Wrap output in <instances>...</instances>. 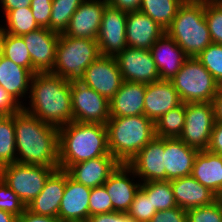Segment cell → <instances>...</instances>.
<instances>
[{
    "instance_id": "19",
    "label": "cell",
    "mask_w": 222,
    "mask_h": 222,
    "mask_svg": "<svg viewBox=\"0 0 222 222\" xmlns=\"http://www.w3.org/2000/svg\"><path fill=\"white\" fill-rule=\"evenodd\" d=\"M166 30L145 13L128 12L126 19V43L128 47L150 50Z\"/></svg>"
},
{
    "instance_id": "50",
    "label": "cell",
    "mask_w": 222,
    "mask_h": 222,
    "mask_svg": "<svg viewBox=\"0 0 222 222\" xmlns=\"http://www.w3.org/2000/svg\"><path fill=\"white\" fill-rule=\"evenodd\" d=\"M215 122H222V93L217 92L212 100Z\"/></svg>"
},
{
    "instance_id": "2",
    "label": "cell",
    "mask_w": 222,
    "mask_h": 222,
    "mask_svg": "<svg viewBox=\"0 0 222 222\" xmlns=\"http://www.w3.org/2000/svg\"><path fill=\"white\" fill-rule=\"evenodd\" d=\"M23 110L57 128L73 122L71 83L51 72L35 73Z\"/></svg>"
},
{
    "instance_id": "24",
    "label": "cell",
    "mask_w": 222,
    "mask_h": 222,
    "mask_svg": "<svg viewBox=\"0 0 222 222\" xmlns=\"http://www.w3.org/2000/svg\"><path fill=\"white\" fill-rule=\"evenodd\" d=\"M160 80H171L188 58L186 53L166 33L150 49Z\"/></svg>"
},
{
    "instance_id": "36",
    "label": "cell",
    "mask_w": 222,
    "mask_h": 222,
    "mask_svg": "<svg viewBox=\"0 0 222 222\" xmlns=\"http://www.w3.org/2000/svg\"><path fill=\"white\" fill-rule=\"evenodd\" d=\"M204 13L212 43L222 45V2L204 0Z\"/></svg>"
},
{
    "instance_id": "45",
    "label": "cell",
    "mask_w": 222,
    "mask_h": 222,
    "mask_svg": "<svg viewBox=\"0 0 222 222\" xmlns=\"http://www.w3.org/2000/svg\"><path fill=\"white\" fill-rule=\"evenodd\" d=\"M87 222H134L127 213L111 212L95 214L89 217Z\"/></svg>"
},
{
    "instance_id": "21",
    "label": "cell",
    "mask_w": 222,
    "mask_h": 222,
    "mask_svg": "<svg viewBox=\"0 0 222 222\" xmlns=\"http://www.w3.org/2000/svg\"><path fill=\"white\" fill-rule=\"evenodd\" d=\"M65 187L66 170L56 169L46 180L42 191L26 206V209L36 215L58 218Z\"/></svg>"
},
{
    "instance_id": "33",
    "label": "cell",
    "mask_w": 222,
    "mask_h": 222,
    "mask_svg": "<svg viewBox=\"0 0 222 222\" xmlns=\"http://www.w3.org/2000/svg\"><path fill=\"white\" fill-rule=\"evenodd\" d=\"M5 17L7 24L6 27L3 26V29L7 34L21 36L40 28L30 7L10 10L5 14Z\"/></svg>"
},
{
    "instance_id": "23",
    "label": "cell",
    "mask_w": 222,
    "mask_h": 222,
    "mask_svg": "<svg viewBox=\"0 0 222 222\" xmlns=\"http://www.w3.org/2000/svg\"><path fill=\"white\" fill-rule=\"evenodd\" d=\"M119 164L112 155H105L73 164L67 172L76 182L95 188L103 185Z\"/></svg>"
},
{
    "instance_id": "42",
    "label": "cell",
    "mask_w": 222,
    "mask_h": 222,
    "mask_svg": "<svg viewBox=\"0 0 222 222\" xmlns=\"http://www.w3.org/2000/svg\"><path fill=\"white\" fill-rule=\"evenodd\" d=\"M30 8L39 27L48 28L50 30L52 0H32Z\"/></svg>"
},
{
    "instance_id": "25",
    "label": "cell",
    "mask_w": 222,
    "mask_h": 222,
    "mask_svg": "<svg viewBox=\"0 0 222 222\" xmlns=\"http://www.w3.org/2000/svg\"><path fill=\"white\" fill-rule=\"evenodd\" d=\"M146 84L123 81L109 101L110 118L144 115Z\"/></svg>"
},
{
    "instance_id": "7",
    "label": "cell",
    "mask_w": 222,
    "mask_h": 222,
    "mask_svg": "<svg viewBox=\"0 0 222 222\" xmlns=\"http://www.w3.org/2000/svg\"><path fill=\"white\" fill-rule=\"evenodd\" d=\"M170 81L183 103L212 102L218 92V83L196 57H188Z\"/></svg>"
},
{
    "instance_id": "15",
    "label": "cell",
    "mask_w": 222,
    "mask_h": 222,
    "mask_svg": "<svg viewBox=\"0 0 222 222\" xmlns=\"http://www.w3.org/2000/svg\"><path fill=\"white\" fill-rule=\"evenodd\" d=\"M165 138L154 137L128 163L139 182L165 180ZM143 179V180H142Z\"/></svg>"
},
{
    "instance_id": "49",
    "label": "cell",
    "mask_w": 222,
    "mask_h": 222,
    "mask_svg": "<svg viewBox=\"0 0 222 222\" xmlns=\"http://www.w3.org/2000/svg\"><path fill=\"white\" fill-rule=\"evenodd\" d=\"M3 11H5L3 14H6L10 10H16L21 9L25 7H30V3L32 0H0Z\"/></svg>"
},
{
    "instance_id": "30",
    "label": "cell",
    "mask_w": 222,
    "mask_h": 222,
    "mask_svg": "<svg viewBox=\"0 0 222 222\" xmlns=\"http://www.w3.org/2000/svg\"><path fill=\"white\" fill-rule=\"evenodd\" d=\"M186 103L163 114L155 123V135L160 138H179L184 129Z\"/></svg>"
},
{
    "instance_id": "40",
    "label": "cell",
    "mask_w": 222,
    "mask_h": 222,
    "mask_svg": "<svg viewBox=\"0 0 222 222\" xmlns=\"http://www.w3.org/2000/svg\"><path fill=\"white\" fill-rule=\"evenodd\" d=\"M113 212V206L109 194L104 185L91 188L89 201V217L95 214Z\"/></svg>"
},
{
    "instance_id": "53",
    "label": "cell",
    "mask_w": 222,
    "mask_h": 222,
    "mask_svg": "<svg viewBox=\"0 0 222 222\" xmlns=\"http://www.w3.org/2000/svg\"><path fill=\"white\" fill-rule=\"evenodd\" d=\"M218 92L222 93V81L218 83Z\"/></svg>"
},
{
    "instance_id": "27",
    "label": "cell",
    "mask_w": 222,
    "mask_h": 222,
    "mask_svg": "<svg viewBox=\"0 0 222 222\" xmlns=\"http://www.w3.org/2000/svg\"><path fill=\"white\" fill-rule=\"evenodd\" d=\"M191 176L219 196L222 193V155L209 150L199 151Z\"/></svg>"
},
{
    "instance_id": "9",
    "label": "cell",
    "mask_w": 222,
    "mask_h": 222,
    "mask_svg": "<svg viewBox=\"0 0 222 222\" xmlns=\"http://www.w3.org/2000/svg\"><path fill=\"white\" fill-rule=\"evenodd\" d=\"M214 123L212 102L186 103L184 129L179 138L198 151L208 150Z\"/></svg>"
},
{
    "instance_id": "44",
    "label": "cell",
    "mask_w": 222,
    "mask_h": 222,
    "mask_svg": "<svg viewBox=\"0 0 222 222\" xmlns=\"http://www.w3.org/2000/svg\"><path fill=\"white\" fill-rule=\"evenodd\" d=\"M22 109L23 106L0 86V115H14Z\"/></svg>"
},
{
    "instance_id": "13",
    "label": "cell",
    "mask_w": 222,
    "mask_h": 222,
    "mask_svg": "<svg viewBox=\"0 0 222 222\" xmlns=\"http://www.w3.org/2000/svg\"><path fill=\"white\" fill-rule=\"evenodd\" d=\"M81 82L110 101L123 82L115 57L100 55L86 68Z\"/></svg>"
},
{
    "instance_id": "41",
    "label": "cell",
    "mask_w": 222,
    "mask_h": 222,
    "mask_svg": "<svg viewBox=\"0 0 222 222\" xmlns=\"http://www.w3.org/2000/svg\"><path fill=\"white\" fill-rule=\"evenodd\" d=\"M25 209L24 203L0 178V210H5L18 218Z\"/></svg>"
},
{
    "instance_id": "12",
    "label": "cell",
    "mask_w": 222,
    "mask_h": 222,
    "mask_svg": "<svg viewBox=\"0 0 222 222\" xmlns=\"http://www.w3.org/2000/svg\"><path fill=\"white\" fill-rule=\"evenodd\" d=\"M115 59L123 81L149 84L160 80L150 50L126 47Z\"/></svg>"
},
{
    "instance_id": "48",
    "label": "cell",
    "mask_w": 222,
    "mask_h": 222,
    "mask_svg": "<svg viewBox=\"0 0 222 222\" xmlns=\"http://www.w3.org/2000/svg\"><path fill=\"white\" fill-rule=\"evenodd\" d=\"M17 222H61L58 218L51 216L36 215L24 210L23 214L17 218Z\"/></svg>"
},
{
    "instance_id": "18",
    "label": "cell",
    "mask_w": 222,
    "mask_h": 222,
    "mask_svg": "<svg viewBox=\"0 0 222 222\" xmlns=\"http://www.w3.org/2000/svg\"><path fill=\"white\" fill-rule=\"evenodd\" d=\"M129 174L133 177L134 170L128 164L120 163L103 184L111 199L113 212L127 213L140 189L141 182L135 183Z\"/></svg>"
},
{
    "instance_id": "6",
    "label": "cell",
    "mask_w": 222,
    "mask_h": 222,
    "mask_svg": "<svg viewBox=\"0 0 222 222\" xmlns=\"http://www.w3.org/2000/svg\"><path fill=\"white\" fill-rule=\"evenodd\" d=\"M101 55L96 40L74 38L60 33L55 63L51 73L67 82H80L86 68Z\"/></svg>"
},
{
    "instance_id": "51",
    "label": "cell",
    "mask_w": 222,
    "mask_h": 222,
    "mask_svg": "<svg viewBox=\"0 0 222 222\" xmlns=\"http://www.w3.org/2000/svg\"><path fill=\"white\" fill-rule=\"evenodd\" d=\"M0 222H17V217L5 210H0Z\"/></svg>"
},
{
    "instance_id": "4",
    "label": "cell",
    "mask_w": 222,
    "mask_h": 222,
    "mask_svg": "<svg viewBox=\"0 0 222 222\" xmlns=\"http://www.w3.org/2000/svg\"><path fill=\"white\" fill-rule=\"evenodd\" d=\"M110 154L128 164L155 135V123L145 115L110 118L106 123Z\"/></svg>"
},
{
    "instance_id": "31",
    "label": "cell",
    "mask_w": 222,
    "mask_h": 222,
    "mask_svg": "<svg viewBox=\"0 0 222 222\" xmlns=\"http://www.w3.org/2000/svg\"><path fill=\"white\" fill-rule=\"evenodd\" d=\"M17 162L14 115L0 117V168Z\"/></svg>"
},
{
    "instance_id": "8",
    "label": "cell",
    "mask_w": 222,
    "mask_h": 222,
    "mask_svg": "<svg viewBox=\"0 0 222 222\" xmlns=\"http://www.w3.org/2000/svg\"><path fill=\"white\" fill-rule=\"evenodd\" d=\"M59 167L14 162L0 168V178L27 206L44 188L48 177Z\"/></svg>"
},
{
    "instance_id": "26",
    "label": "cell",
    "mask_w": 222,
    "mask_h": 222,
    "mask_svg": "<svg viewBox=\"0 0 222 222\" xmlns=\"http://www.w3.org/2000/svg\"><path fill=\"white\" fill-rule=\"evenodd\" d=\"M170 183L177 206L182 209L210 205L218 199L215 193L192 176L180 177Z\"/></svg>"
},
{
    "instance_id": "1",
    "label": "cell",
    "mask_w": 222,
    "mask_h": 222,
    "mask_svg": "<svg viewBox=\"0 0 222 222\" xmlns=\"http://www.w3.org/2000/svg\"><path fill=\"white\" fill-rule=\"evenodd\" d=\"M17 162L59 167V128L23 109L14 114Z\"/></svg>"
},
{
    "instance_id": "16",
    "label": "cell",
    "mask_w": 222,
    "mask_h": 222,
    "mask_svg": "<svg viewBox=\"0 0 222 222\" xmlns=\"http://www.w3.org/2000/svg\"><path fill=\"white\" fill-rule=\"evenodd\" d=\"M107 0H84L72 15L63 35L74 38L97 39Z\"/></svg>"
},
{
    "instance_id": "11",
    "label": "cell",
    "mask_w": 222,
    "mask_h": 222,
    "mask_svg": "<svg viewBox=\"0 0 222 222\" xmlns=\"http://www.w3.org/2000/svg\"><path fill=\"white\" fill-rule=\"evenodd\" d=\"M128 12L107 4L104 8L97 43L101 55L115 57L123 52L126 43V19Z\"/></svg>"
},
{
    "instance_id": "29",
    "label": "cell",
    "mask_w": 222,
    "mask_h": 222,
    "mask_svg": "<svg viewBox=\"0 0 222 222\" xmlns=\"http://www.w3.org/2000/svg\"><path fill=\"white\" fill-rule=\"evenodd\" d=\"M185 0H142L139 10L165 30L171 25L179 7Z\"/></svg>"
},
{
    "instance_id": "34",
    "label": "cell",
    "mask_w": 222,
    "mask_h": 222,
    "mask_svg": "<svg viewBox=\"0 0 222 222\" xmlns=\"http://www.w3.org/2000/svg\"><path fill=\"white\" fill-rule=\"evenodd\" d=\"M84 0H52L50 30L63 33Z\"/></svg>"
},
{
    "instance_id": "3",
    "label": "cell",
    "mask_w": 222,
    "mask_h": 222,
    "mask_svg": "<svg viewBox=\"0 0 222 222\" xmlns=\"http://www.w3.org/2000/svg\"><path fill=\"white\" fill-rule=\"evenodd\" d=\"M105 155H111L106 125L73 121L59 128V169Z\"/></svg>"
},
{
    "instance_id": "32",
    "label": "cell",
    "mask_w": 222,
    "mask_h": 222,
    "mask_svg": "<svg viewBox=\"0 0 222 222\" xmlns=\"http://www.w3.org/2000/svg\"><path fill=\"white\" fill-rule=\"evenodd\" d=\"M140 188L147 194L157 211L177 207L170 181H149L141 183Z\"/></svg>"
},
{
    "instance_id": "10",
    "label": "cell",
    "mask_w": 222,
    "mask_h": 222,
    "mask_svg": "<svg viewBox=\"0 0 222 222\" xmlns=\"http://www.w3.org/2000/svg\"><path fill=\"white\" fill-rule=\"evenodd\" d=\"M73 121L106 125L109 101L81 81L71 82Z\"/></svg>"
},
{
    "instance_id": "46",
    "label": "cell",
    "mask_w": 222,
    "mask_h": 222,
    "mask_svg": "<svg viewBox=\"0 0 222 222\" xmlns=\"http://www.w3.org/2000/svg\"><path fill=\"white\" fill-rule=\"evenodd\" d=\"M208 150L222 155V122L214 123Z\"/></svg>"
},
{
    "instance_id": "38",
    "label": "cell",
    "mask_w": 222,
    "mask_h": 222,
    "mask_svg": "<svg viewBox=\"0 0 222 222\" xmlns=\"http://www.w3.org/2000/svg\"><path fill=\"white\" fill-rule=\"evenodd\" d=\"M156 213L157 210L153 207L151 199L140 188L135 194L134 200L127 212L128 216L134 222H149Z\"/></svg>"
},
{
    "instance_id": "52",
    "label": "cell",
    "mask_w": 222,
    "mask_h": 222,
    "mask_svg": "<svg viewBox=\"0 0 222 222\" xmlns=\"http://www.w3.org/2000/svg\"><path fill=\"white\" fill-rule=\"evenodd\" d=\"M4 38H5V31L1 25L0 26V58L3 56V52H4Z\"/></svg>"
},
{
    "instance_id": "5",
    "label": "cell",
    "mask_w": 222,
    "mask_h": 222,
    "mask_svg": "<svg viewBox=\"0 0 222 222\" xmlns=\"http://www.w3.org/2000/svg\"><path fill=\"white\" fill-rule=\"evenodd\" d=\"M166 34L188 57H197L211 43L204 13V0H185L179 7Z\"/></svg>"
},
{
    "instance_id": "43",
    "label": "cell",
    "mask_w": 222,
    "mask_h": 222,
    "mask_svg": "<svg viewBox=\"0 0 222 222\" xmlns=\"http://www.w3.org/2000/svg\"><path fill=\"white\" fill-rule=\"evenodd\" d=\"M149 222H187V213L181 207L157 211Z\"/></svg>"
},
{
    "instance_id": "47",
    "label": "cell",
    "mask_w": 222,
    "mask_h": 222,
    "mask_svg": "<svg viewBox=\"0 0 222 222\" xmlns=\"http://www.w3.org/2000/svg\"><path fill=\"white\" fill-rule=\"evenodd\" d=\"M142 0H108V4L114 8L126 12L138 11Z\"/></svg>"
},
{
    "instance_id": "39",
    "label": "cell",
    "mask_w": 222,
    "mask_h": 222,
    "mask_svg": "<svg viewBox=\"0 0 222 222\" xmlns=\"http://www.w3.org/2000/svg\"><path fill=\"white\" fill-rule=\"evenodd\" d=\"M187 222H222V203L219 199L210 205L186 210Z\"/></svg>"
},
{
    "instance_id": "37",
    "label": "cell",
    "mask_w": 222,
    "mask_h": 222,
    "mask_svg": "<svg viewBox=\"0 0 222 222\" xmlns=\"http://www.w3.org/2000/svg\"><path fill=\"white\" fill-rule=\"evenodd\" d=\"M206 70L212 74L215 81H222V45L211 43L197 57Z\"/></svg>"
},
{
    "instance_id": "17",
    "label": "cell",
    "mask_w": 222,
    "mask_h": 222,
    "mask_svg": "<svg viewBox=\"0 0 222 222\" xmlns=\"http://www.w3.org/2000/svg\"><path fill=\"white\" fill-rule=\"evenodd\" d=\"M91 188L76 182L66 171V187L60 202L58 219L61 222H87Z\"/></svg>"
},
{
    "instance_id": "35",
    "label": "cell",
    "mask_w": 222,
    "mask_h": 222,
    "mask_svg": "<svg viewBox=\"0 0 222 222\" xmlns=\"http://www.w3.org/2000/svg\"><path fill=\"white\" fill-rule=\"evenodd\" d=\"M3 56L32 73L31 56L21 36L5 33Z\"/></svg>"
},
{
    "instance_id": "14",
    "label": "cell",
    "mask_w": 222,
    "mask_h": 222,
    "mask_svg": "<svg viewBox=\"0 0 222 222\" xmlns=\"http://www.w3.org/2000/svg\"><path fill=\"white\" fill-rule=\"evenodd\" d=\"M59 35L48 28L21 35L31 56L32 74L53 71Z\"/></svg>"
},
{
    "instance_id": "22",
    "label": "cell",
    "mask_w": 222,
    "mask_h": 222,
    "mask_svg": "<svg viewBox=\"0 0 222 222\" xmlns=\"http://www.w3.org/2000/svg\"><path fill=\"white\" fill-rule=\"evenodd\" d=\"M199 151L186 145L180 138H165V180L191 176Z\"/></svg>"
},
{
    "instance_id": "28",
    "label": "cell",
    "mask_w": 222,
    "mask_h": 222,
    "mask_svg": "<svg viewBox=\"0 0 222 222\" xmlns=\"http://www.w3.org/2000/svg\"><path fill=\"white\" fill-rule=\"evenodd\" d=\"M32 76L33 74L28 69L4 56L0 58V86L22 106L24 103L20 100L25 97L24 95L29 94Z\"/></svg>"
},
{
    "instance_id": "54",
    "label": "cell",
    "mask_w": 222,
    "mask_h": 222,
    "mask_svg": "<svg viewBox=\"0 0 222 222\" xmlns=\"http://www.w3.org/2000/svg\"><path fill=\"white\" fill-rule=\"evenodd\" d=\"M218 199L221 201L222 203V193L218 196Z\"/></svg>"
},
{
    "instance_id": "20",
    "label": "cell",
    "mask_w": 222,
    "mask_h": 222,
    "mask_svg": "<svg viewBox=\"0 0 222 222\" xmlns=\"http://www.w3.org/2000/svg\"><path fill=\"white\" fill-rule=\"evenodd\" d=\"M182 102L170 80H159L146 84L144 115L156 123L163 114Z\"/></svg>"
}]
</instances>
